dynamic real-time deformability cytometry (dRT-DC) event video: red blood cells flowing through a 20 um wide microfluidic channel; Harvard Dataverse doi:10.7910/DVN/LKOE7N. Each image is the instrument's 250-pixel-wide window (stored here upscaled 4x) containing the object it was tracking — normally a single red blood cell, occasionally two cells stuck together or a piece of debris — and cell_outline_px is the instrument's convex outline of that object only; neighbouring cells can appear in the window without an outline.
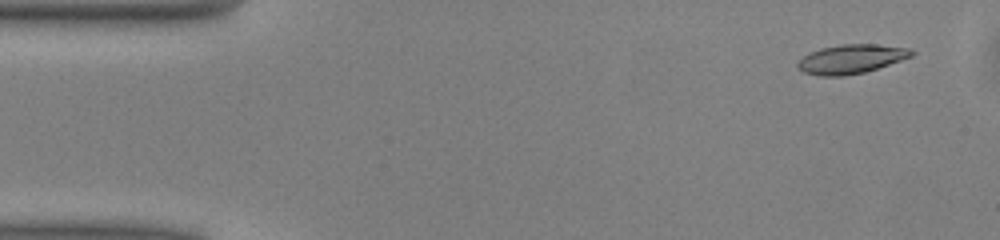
{"species": "common noctule bat (a hibernating species)", "species_latin": "Nyctalus noctula", "temperature_condition": "warm", "stored_images_in_passage": 50, "camera_frame_rate_fps": 3000, "um_per_image_px": 0.085, "animal": {"sex": "male", "body_mass_g": 13.0, "forearm_length_mm": 53.1}, "frame": {"image": 1, "passage_image": 3, "time_ms": 0.667, "image_size_px": [1000, 240], "cell_outline_px": [[916, 52], [912, 56], [864, 72], [844, 76], [820, 76], [804, 72], [796, 64], [804, 56], [820, 48], [840, 44], [876, 44], [908, 48]], "centroid_in_image_um": [72.35, 5.01], "position_along_channel_um": 12.7, "area_um2": 19.02}}
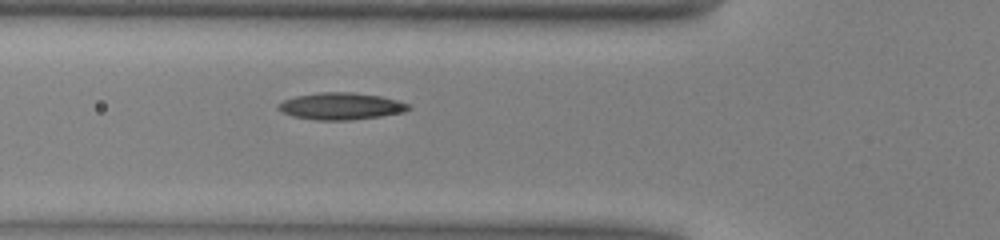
{"frame": {"image": 2, "passage_image": 17, "time_ms": 5.333, "image_size_px": [1000, 240], "cell_outline_px": [[412, 108], [404, 112], [380, 116], [352, 120], [316, 120], [292, 116], [280, 112], [276, 108], [276, 104], [284, 100], [296, 96], [320, 92], [352, 92], [380, 96], [400, 100], [412, 104]], "centroid_in_image_um": [28.99, 9.02], "position_along_channel_um": 96.8, "area_um2": 20.75}}
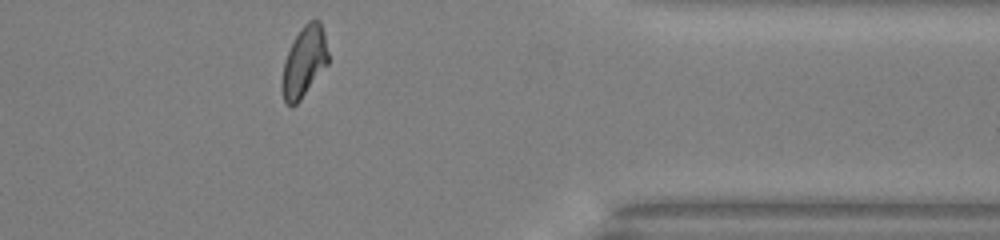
{"frame": {"image": 3, "passage_image": 40, "time_ms": 13.0, "image_size_px": [1000, 240], "cell_outline_px": [[328, 64], [300, 100], [292, 108], [284, 100], [280, 88], [284, 60], [300, 28], [308, 20], [320, 20], [324, 32], [328, 52]], "centroid_in_image_um": [25.84, 5.26], "position_along_channel_um": 385.6, "area_um2": 19.02}, "authors_computed_cell_mechanics": {"area_um2": 19.1318, "velocity_mm_per_s": 4.0561, "shape_relaxation_time_tau1_ms": 5.0914, "shape_relaxation_time_tau2_ms": 2.0939, "deformation_change_tau1": 0.1703, "deformation_change_tau2": 0.0908}}